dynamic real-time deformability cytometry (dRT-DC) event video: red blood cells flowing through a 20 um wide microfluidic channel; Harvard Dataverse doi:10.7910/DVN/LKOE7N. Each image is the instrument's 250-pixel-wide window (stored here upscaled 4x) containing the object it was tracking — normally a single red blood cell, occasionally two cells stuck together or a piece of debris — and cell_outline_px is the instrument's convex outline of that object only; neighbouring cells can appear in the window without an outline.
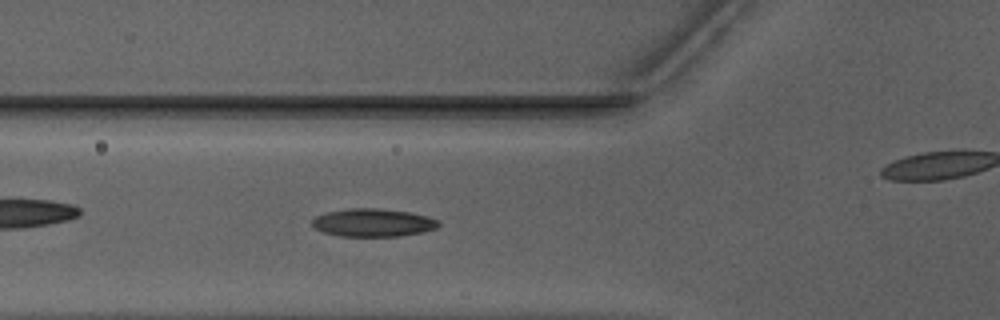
{"species": "Egyptian fruit bat (a non-hibernating species)", "species_latin": "Rousettus aegyptiacus", "temperature_condition": "warm", "stored_images_in_passage": 49, "camera_frame_rate_fps": 3000, "um_per_image_px": 0.085, "animal": {"sex": "male"}, "frame": {"image": 1, "passage_image": 18, "time_ms": 5.667, "image_size_px": [1000, 320], "cell_outline_px": [[440, 224], [436, 228], [424, 232], [400, 236], [340, 236], [320, 232], [312, 224], [312, 220], [316, 216], [328, 212], [348, 208], [380, 208], [408, 212], [428, 216], [436, 220]], "centroid_in_image_um": [31.7, 18.93], "position_along_channel_um": 94.1, "area_um2": 20.63}}
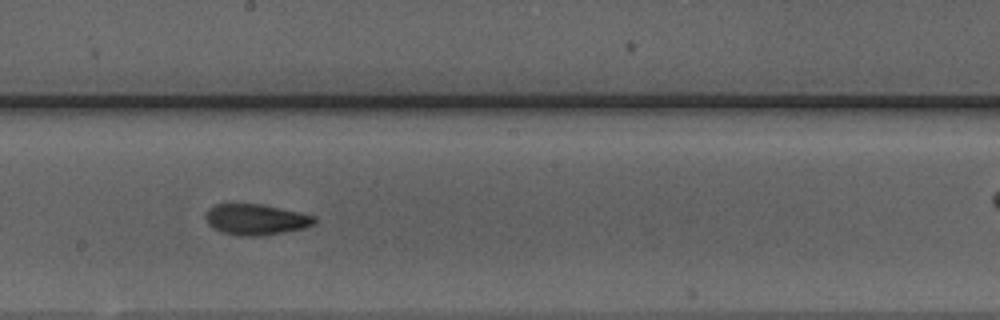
{"frame": {"image": 2, "passage_image": 28, "time_ms": 9.0, "image_size_px": [1000, 320], "cell_outline_px": [[316, 220], [312, 224], [304, 228], [260, 236], [240, 236], [224, 232], [212, 228], [208, 224], [204, 216], [208, 208], [216, 204], [260, 204], [316, 216]], "centroid_in_image_um": [21.7, 18.66], "position_along_channel_um": 226.5, "area_um2": 19.36}}
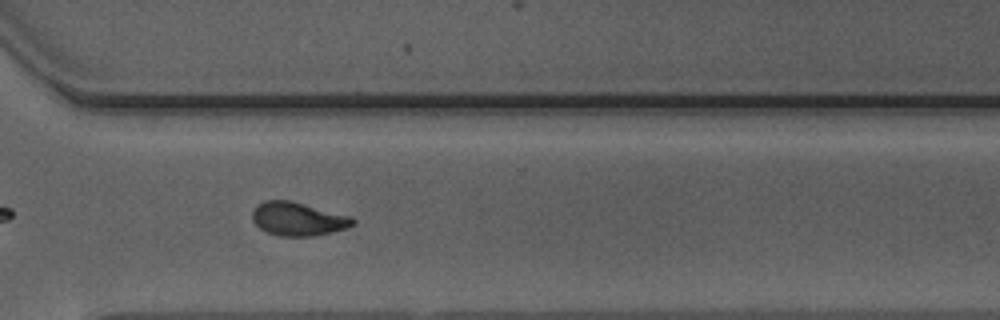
{"frame": {"image": 3, "passage_image": 37, "time_ms": 12.0, "image_size_px": [1000, 320], "cell_outline_px": [[356, 220], [348, 228], [316, 236], [280, 236], [268, 232], [260, 228], [252, 220], [252, 212], [256, 204], [264, 200], [292, 200], [352, 216]], "centroid_in_image_um": [25.34, 18.59], "position_along_channel_um": 345.3, "area_um2": 19.88}, "authors_computed_cell_mechanics": {"area_um2": 19.363, "velocity_mm_per_s": 3.9681, "shape_relaxation_time_tau1_ms": 5.6748, "shape_relaxation_time_tau2_ms": 2.0079, "deformation_change_tau1": 0.1699, "deformation_change_tau2": 0.0752}}